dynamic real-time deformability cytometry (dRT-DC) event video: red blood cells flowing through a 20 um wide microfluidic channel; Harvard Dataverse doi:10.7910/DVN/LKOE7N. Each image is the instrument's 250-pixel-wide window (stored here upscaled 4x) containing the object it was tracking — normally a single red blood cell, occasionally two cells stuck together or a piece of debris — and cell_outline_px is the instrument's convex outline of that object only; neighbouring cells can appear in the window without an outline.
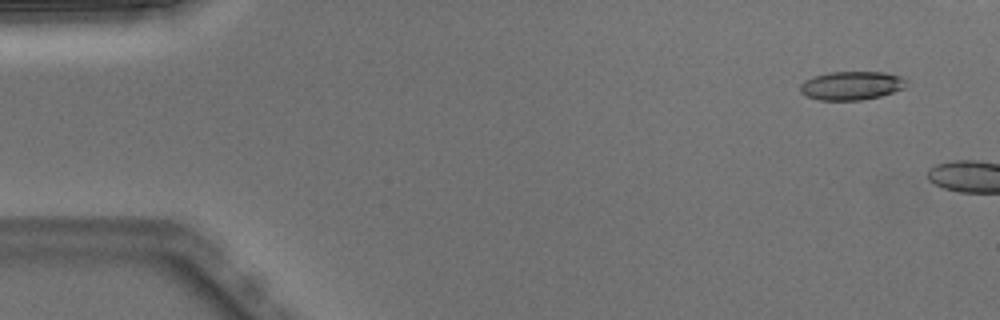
{"species": "Egyptian fruit bat (a non-hibernating species)", "species_latin": "Rousettus aegyptiacus", "temperature_condition": "warm", "stored_images_in_passage": 2, "camera_frame_rate_fps": 3000, "um_per_image_px": 0.085, "animal": {"sex": "male"}, "frame": {"image": 1, "passage_image": 1, "time_ms": 0.0, "image_size_px": [1000, 320], "cell_outline_px": [[904, 88], [880, 96], [860, 100], [820, 100], [808, 96], [800, 92], [800, 84], [804, 80], [828, 72], [884, 72], [900, 76], [904, 80]], "centroid_in_image_um": [72.34, 7.27], "position_along_channel_um": 12.7, "area_um2": 17.46}}